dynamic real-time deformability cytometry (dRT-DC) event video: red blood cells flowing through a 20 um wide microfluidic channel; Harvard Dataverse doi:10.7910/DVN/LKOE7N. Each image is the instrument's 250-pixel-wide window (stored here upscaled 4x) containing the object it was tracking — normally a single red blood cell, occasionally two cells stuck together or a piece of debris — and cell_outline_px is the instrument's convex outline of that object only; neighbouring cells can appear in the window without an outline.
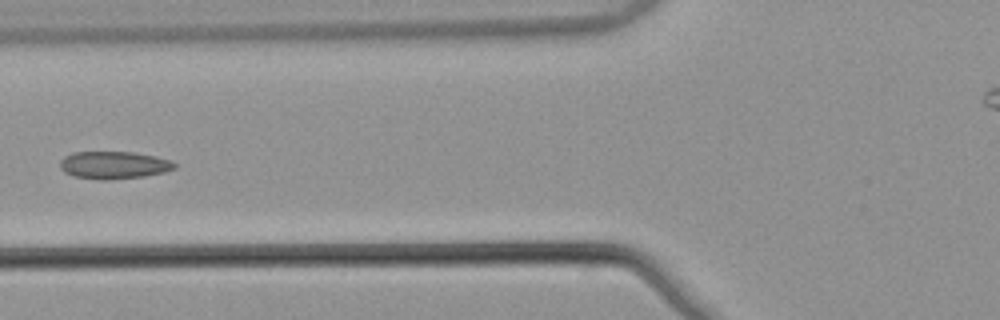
{"species": "common noctule bat (a hibernating species)", "species_latin": "Nyctalus noctula", "temperature_condition": "warm", "stored_images_in_passage": 7, "camera_frame_rate_fps": 3000, "um_per_image_px": 0.085, "animal": {"sex": "male", "body_mass_g": 21.5, "forearm_length_mm": 52.0}, "frame": {"image": 1, "passage_image": 7, "time_ms": 2.0, "image_size_px": [1000, 320], "cell_outline_px": [[176, 168], [164, 172], [144, 176], [108, 180], [100, 180], [72, 176], [64, 172], [60, 168], [60, 160], [64, 156], [72, 152], [132, 152], [156, 156], [172, 160], [176, 164]], "centroid_in_image_um": [9.66, 14.03], "position_along_channel_um": 116.1, "area_um2": 18.55}}